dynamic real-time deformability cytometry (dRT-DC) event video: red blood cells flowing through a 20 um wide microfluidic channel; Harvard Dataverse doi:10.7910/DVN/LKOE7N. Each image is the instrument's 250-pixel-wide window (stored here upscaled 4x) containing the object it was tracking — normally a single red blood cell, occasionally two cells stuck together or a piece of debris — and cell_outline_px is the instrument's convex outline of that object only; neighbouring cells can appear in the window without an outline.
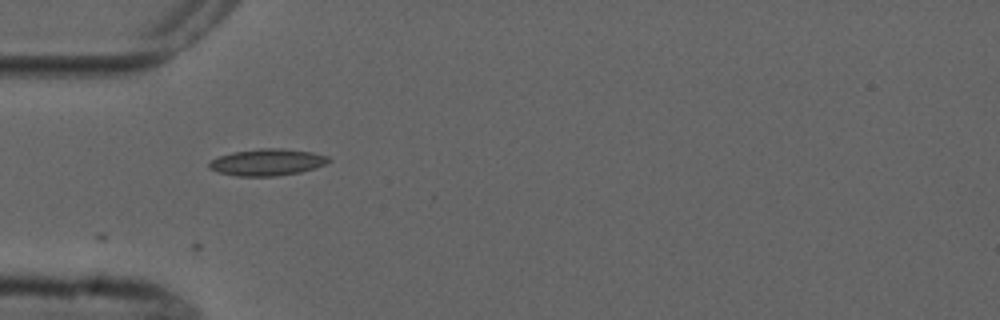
{"species": "common noctule bat (a hibernating species)", "species_latin": "Nyctalus noctula", "temperature_condition": "cold", "stored_images_in_passage": 5, "camera_frame_rate_fps": 3000, "um_per_image_px": 0.085, "animal": {"sex": "male", "forearm_length_mm": 52.5}, "frame": {"image": 1, "passage_image": 4, "time_ms": 5.0, "image_size_px": [1000, 320], "cell_outline_px": [[332, 160], [316, 168], [300, 172], [276, 176], [236, 176], [216, 172], [208, 168], [208, 164], [212, 160], [220, 156], [232, 152], [260, 148], [280, 148], [312, 152], [328, 156]], "centroid_in_image_um": [22.71, 13.79], "position_along_channel_um": 62.3, "area_um2": 18.67}}